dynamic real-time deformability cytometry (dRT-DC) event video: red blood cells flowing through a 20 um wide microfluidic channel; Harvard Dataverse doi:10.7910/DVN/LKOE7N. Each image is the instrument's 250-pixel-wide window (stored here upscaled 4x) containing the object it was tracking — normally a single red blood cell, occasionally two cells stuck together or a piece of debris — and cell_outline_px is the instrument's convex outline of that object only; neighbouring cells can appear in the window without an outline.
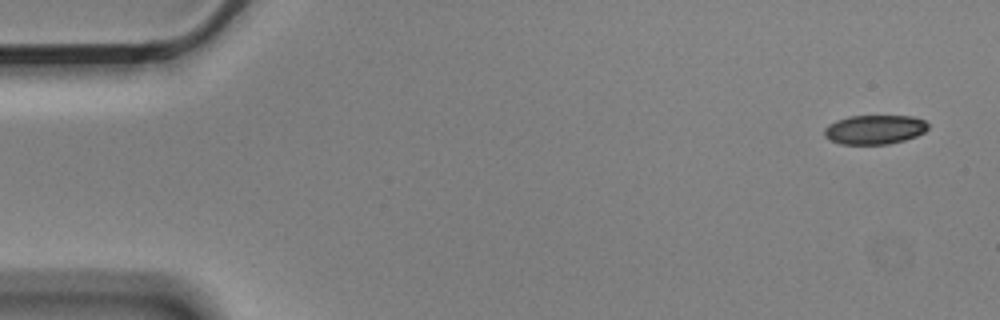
{"species": "Egyptian fruit bat (a non-hibernating species)", "species_latin": "Rousettus aegyptiacus", "temperature_condition": "cold", "stored_images_in_passage": 5, "segment_of_instrument_passage": [1, 2], "camera_frame_rate_fps": 3000, "um_per_image_px": 0.085, "animal": {"sex": "male"}, "frame": {"image": 1, "passage_image": 1, "time_ms": 0.0, "image_size_px": [1000, 320], "cell_outline_px": [[928, 128], [924, 132], [916, 136], [904, 140], [888, 144], [840, 144], [824, 136], [824, 128], [828, 124], [836, 120], [848, 116], [912, 116], [924, 120], [928, 124]], "centroid_in_image_um": [74.33, 11.01], "position_along_channel_um": 10.7, "area_um2": 17.69}}